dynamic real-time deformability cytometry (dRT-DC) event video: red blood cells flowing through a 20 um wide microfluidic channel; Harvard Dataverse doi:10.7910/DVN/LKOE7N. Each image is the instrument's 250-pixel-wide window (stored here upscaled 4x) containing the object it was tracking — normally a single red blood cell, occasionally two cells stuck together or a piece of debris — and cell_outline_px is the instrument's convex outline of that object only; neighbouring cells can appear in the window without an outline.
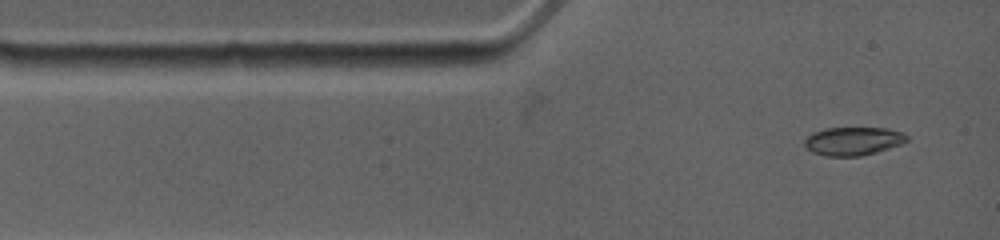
{"species": "common noctule bat (a hibernating species)", "species_latin": "Nyctalus noctula", "temperature_condition": "warm", "stored_images_in_passage": 32, "camera_frame_rate_fps": 4500, "um_per_image_px": 0.085, "animal": {"sex": "female", "body_mass_g": 19.0, "forearm_length_mm": 53.3}, "frame": {"image": 1, "passage_image": 1, "time_ms": 0.0, "image_size_px": [1000, 240], "cell_outline_px": [[908, 140], [900, 144], [876, 152], [860, 156], [824, 156], [812, 152], [804, 144], [804, 140], [812, 132], [824, 128], [888, 128], [904, 132], [908, 136]], "centroid_in_image_um": [72.51, 11.98], "position_along_channel_um": 12.5, "area_um2": 16.94}}
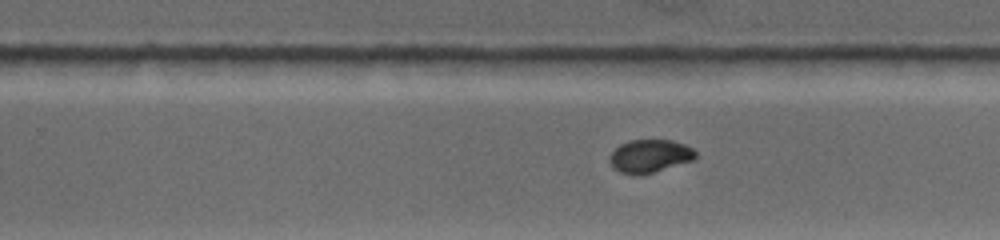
{"frame": {"image": 2, "passage_image": 14, "time_ms": 7.556, "image_size_px": [1000, 240], "cell_outline_px": [[696, 156], [692, 160], [640, 176], [632, 176], [620, 172], [612, 168], [608, 160], [608, 156], [620, 144], [628, 140], [672, 140], [684, 144], [692, 148], [696, 152]], "centroid_in_image_um": [55.16, 13.28], "position_along_channel_um": 274.6, "area_um2": 16.7}}
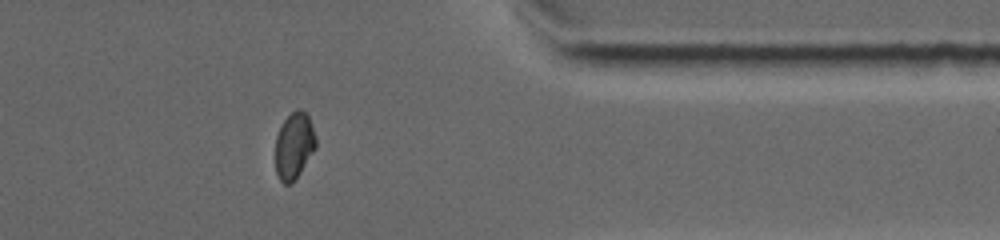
{"frame": {"image": 3, "passage_image": 27, "time_ms": 10.889, "image_size_px": [1000, 240], "cell_outline_px": [[316, 148], [292, 184], [284, 184], [280, 180], [276, 172], [276, 136], [284, 120], [296, 108], [300, 108], [308, 116], [316, 136]], "centroid_in_image_um": [25.0, 12.39], "position_along_channel_um": 386.4, "area_um2": 15.61}}